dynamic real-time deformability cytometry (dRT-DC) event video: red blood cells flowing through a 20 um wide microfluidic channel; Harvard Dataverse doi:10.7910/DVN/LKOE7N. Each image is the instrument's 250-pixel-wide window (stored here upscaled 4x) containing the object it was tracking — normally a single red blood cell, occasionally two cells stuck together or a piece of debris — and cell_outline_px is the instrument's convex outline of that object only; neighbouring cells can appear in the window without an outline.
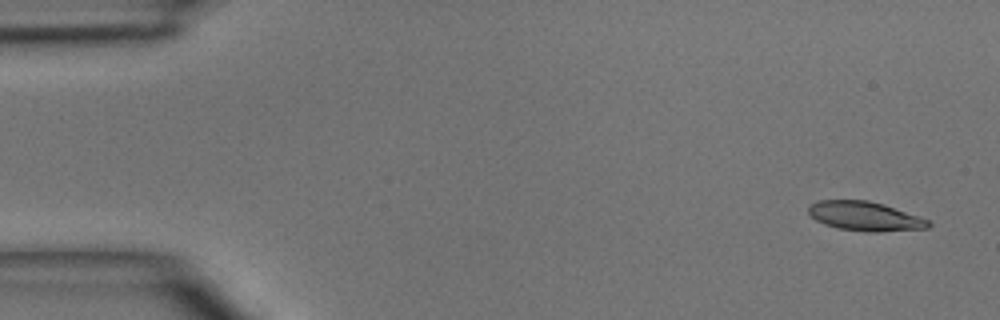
{"species": "common noctule bat (a hibernating species)", "species_latin": "Nyctalus noctula", "temperature_condition": "room temperature", "stored_images_in_passage": 4, "camera_frame_rate_fps": 3000, "um_per_image_px": 0.085, "animal": {"sex": "male", "body_mass_g": 15.6}, "frame": {"image": 1, "passage_image": 1, "time_ms": 0.0, "image_size_px": [1000, 320], "cell_outline_px": [[932, 224], [928, 228], [880, 232], [868, 232], [836, 228], [824, 224], [816, 220], [808, 212], [808, 204], [820, 200], [868, 200], [884, 204], [920, 216], [928, 220]], "centroid_in_image_um": [73.52, 18.38], "position_along_channel_um": 11.5, "area_um2": 20.63}}
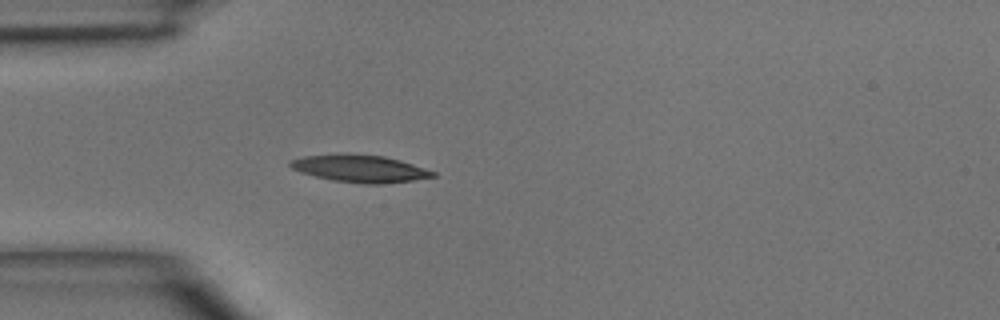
{"frame": {"image": 2, "passage_image": 4, "time_ms": 3.667, "image_size_px": [1000, 320], "cell_outline_px": [[436, 176], [412, 180], [384, 184], [364, 184], [332, 180], [300, 172], [292, 168], [288, 164], [292, 160], [304, 156], [384, 156], [400, 160], [436, 172]], "centroid_in_image_um": [30.65, 14.37], "position_along_channel_um": 54.4, "area_um2": 21.68}}